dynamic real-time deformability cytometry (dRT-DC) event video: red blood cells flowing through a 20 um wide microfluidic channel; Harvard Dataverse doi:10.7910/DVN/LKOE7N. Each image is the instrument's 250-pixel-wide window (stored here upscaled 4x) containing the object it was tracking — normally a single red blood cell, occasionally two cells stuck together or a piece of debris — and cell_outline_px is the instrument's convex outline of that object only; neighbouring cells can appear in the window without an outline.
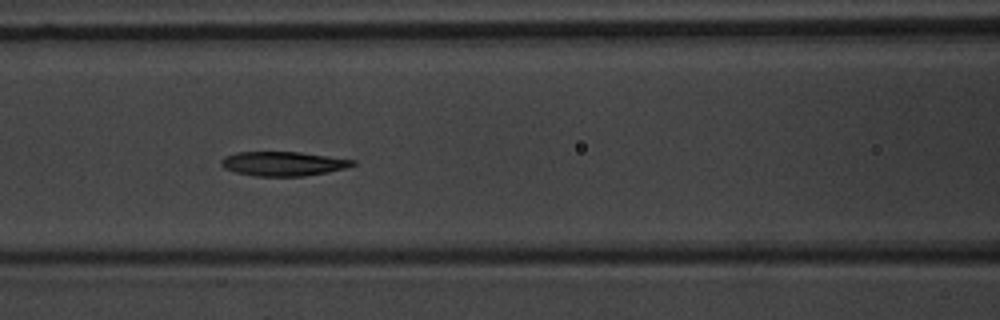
{"species": "common noctule bat (a hibernating species)", "species_latin": "Nyctalus noctula", "temperature_condition": "warm", "stored_images_in_passage": 7, "camera_frame_rate_fps": 3000, "um_per_image_px": 0.085, "animal": {"sex": "male", "body_mass_g": 20.1, "forearm_length_mm": 53.5}, "frame": {"image": 1, "passage_image": 7, "time_ms": 7.667, "image_size_px": [1000, 320], "cell_outline_px": [[356, 164], [344, 168], [328, 172], [304, 176], [256, 176], [236, 172], [224, 168], [220, 164], [220, 160], [224, 156], [236, 152], [300, 152], [356, 160]], "centroid_in_image_um": [24.05, 13.91], "position_along_channel_um": 142.6, "area_um2": 18.61}}